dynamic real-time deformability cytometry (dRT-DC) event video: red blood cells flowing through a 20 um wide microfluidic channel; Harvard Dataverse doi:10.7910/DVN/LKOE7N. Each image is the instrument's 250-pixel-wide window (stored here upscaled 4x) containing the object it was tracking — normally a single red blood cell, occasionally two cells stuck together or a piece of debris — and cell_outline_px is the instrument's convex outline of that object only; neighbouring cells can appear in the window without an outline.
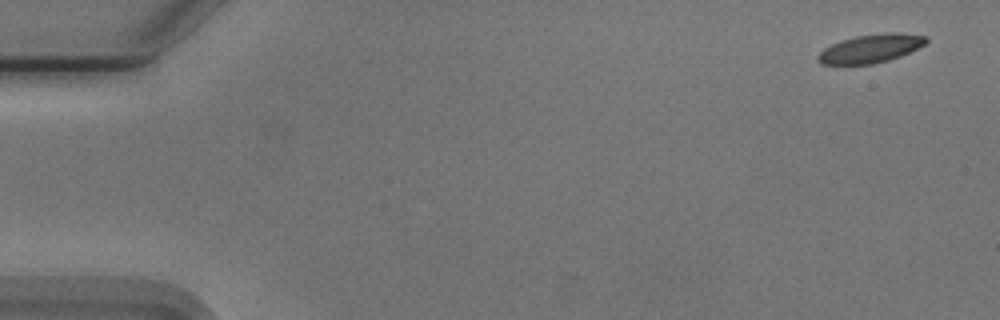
{"species": "Egyptian fruit bat (a non-hibernating species)", "species_latin": "Rousettus aegyptiacus", "temperature_condition": "cold", "stored_images_in_passage": 12, "camera_frame_rate_fps": 3000, "um_per_image_px": 0.085, "animal": {"sex": "male"}, "frame": {"image": 1, "passage_image": 1, "time_ms": 0.0, "image_size_px": [1000, 320], "cell_outline_px": [[928, 40], [924, 44], [900, 56], [888, 60], [872, 64], [820, 64], [816, 60], [816, 56], [824, 48], [840, 40], [856, 36], [928, 36]], "centroid_in_image_um": [73.85, 4.2], "position_along_channel_um": 11.2, "area_um2": 16.7}}